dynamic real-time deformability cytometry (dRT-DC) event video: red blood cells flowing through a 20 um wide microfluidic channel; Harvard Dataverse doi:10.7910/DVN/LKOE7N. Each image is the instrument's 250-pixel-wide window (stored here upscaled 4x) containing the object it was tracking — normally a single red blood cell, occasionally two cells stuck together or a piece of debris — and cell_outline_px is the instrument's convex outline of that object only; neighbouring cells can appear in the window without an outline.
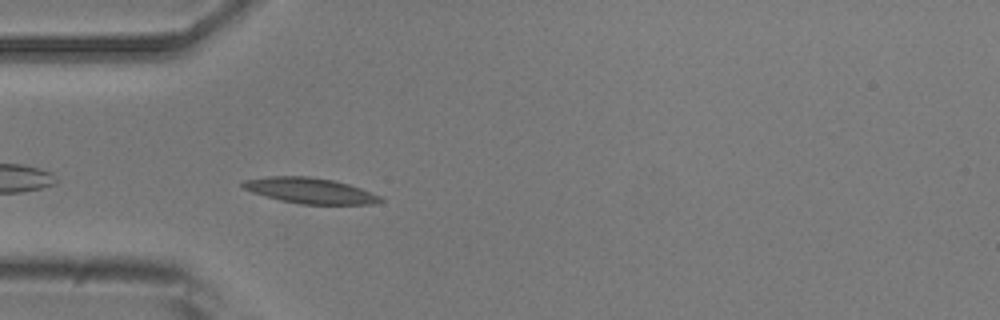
{"species": "common noctule bat (a hibernating species)", "species_latin": "Nyctalus noctula", "temperature_condition": "room temperature", "stored_images_in_passage": 2, "camera_frame_rate_fps": 3000, "um_per_image_px": 0.085, "animal": {"sex": "male", "body_mass_g": 20.5, "forearm_length_mm": 52.5}, "frame": {"image": 1, "passage_image": 2, "time_ms": 1.0, "image_size_px": [1000, 320], "cell_outline_px": [[384, 200], [372, 204], [300, 204], [280, 200], [252, 192], [244, 188], [240, 184], [244, 180], [268, 176], [308, 176], [332, 180], [348, 184], [360, 188], [380, 196]], "centroid_in_image_um": [26.33, 16.2], "position_along_channel_um": 58.7, "area_um2": 20.35}}